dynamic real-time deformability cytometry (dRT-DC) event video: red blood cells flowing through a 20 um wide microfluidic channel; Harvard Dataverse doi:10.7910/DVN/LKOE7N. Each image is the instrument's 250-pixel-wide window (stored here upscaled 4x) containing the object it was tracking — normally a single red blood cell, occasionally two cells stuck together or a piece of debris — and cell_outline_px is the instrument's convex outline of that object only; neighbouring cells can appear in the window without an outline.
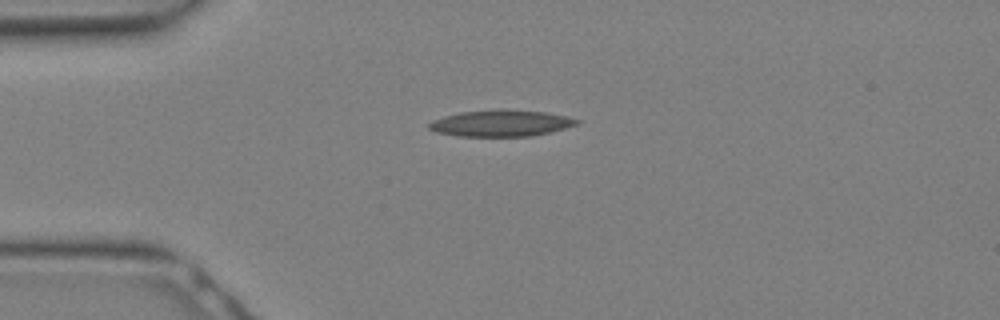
{"species": "Egyptian fruit bat (a non-hibernating species)", "species_latin": "Rousettus aegyptiacus", "temperature_condition": "warm", "stored_images_in_passage": 8, "camera_frame_rate_fps": 3000, "um_per_image_px": 0.085, "animal": {"sex": "female"}, "frame": {"image": 1, "passage_image": 1, "time_ms": 0.0, "image_size_px": [1000, 320], "cell_outline_px": [[580, 124], [532, 136], [460, 136], [436, 132], [428, 128], [428, 124], [432, 120], [444, 116], [460, 112], [544, 112], [568, 116], [580, 120]], "centroid_in_image_um": [42.58, 10.52], "position_along_channel_um": 42.4, "area_um2": 21.68}}
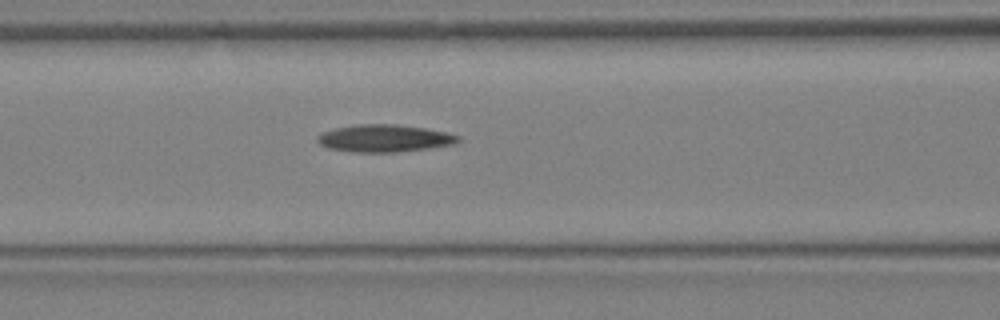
{"frame": {"image": 2, "passage_image": 6, "time_ms": 1.667, "image_size_px": [1000, 320], "cell_outline_px": [[460, 140], [456, 144], [400, 152], [352, 152], [328, 148], [320, 144], [316, 140], [316, 136], [324, 132], [336, 128], [356, 124], [396, 124], [424, 128], [448, 132], [460, 136]], "centroid_in_image_um": [32.69, 11.76], "position_along_channel_um": 133.9, "area_um2": 22.54}}
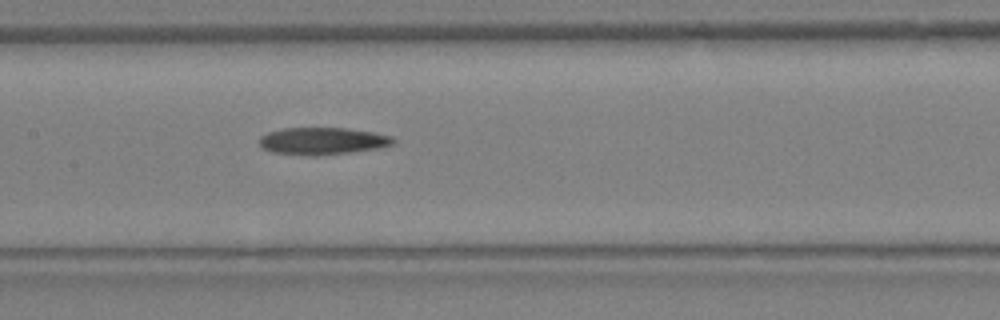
{"frame": {"image": 3, "passage_image": 8, "time_ms": 2.333, "image_size_px": [1000, 320], "cell_outline_px": [[396, 140], [392, 144], [380, 148], [348, 152], [272, 152], [264, 148], [260, 144], [260, 136], [268, 132], [284, 128], [348, 128], [372, 132], [392, 136]], "centroid_in_image_um": [27.48, 11.92], "position_along_channel_um": 179.9, "area_um2": 19.94}}